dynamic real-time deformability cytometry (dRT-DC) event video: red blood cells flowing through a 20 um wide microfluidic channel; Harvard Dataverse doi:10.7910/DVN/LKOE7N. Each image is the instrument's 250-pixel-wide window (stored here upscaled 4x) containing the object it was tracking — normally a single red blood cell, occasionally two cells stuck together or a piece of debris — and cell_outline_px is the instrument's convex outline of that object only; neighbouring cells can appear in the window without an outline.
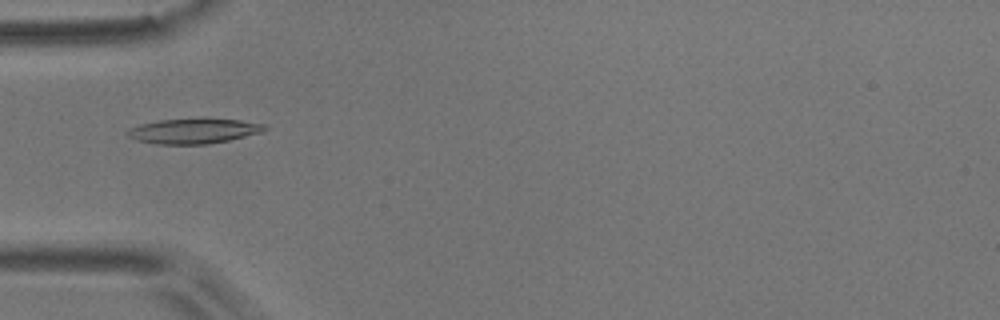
{"species": "common noctule bat (a hibernating species)", "species_latin": "Nyctalus noctula", "temperature_condition": "room temperature", "stored_images_in_passage": 41, "camera_frame_rate_fps": 3000, "um_per_image_px": 0.085, "animal": {"sex": "male", "body_mass_g": 17.9}, "frame": {"image": 1, "passage_image": 4, "time_ms": 1.0, "image_size_px": [1000, 320], "cell_outline_px": [[268, 128], [260, 132], [228, 140], [208, 144], [156, 144], [136, 140], [128, 136], [124, 132], [128, 128], [140, 124], [160, 120], [204, 116], [240, 120], [264, 124]], "centroid_in_image_um": [16.42, 11.1], "position_along_channel_um": 68.6, "area_um2": 20.63}}
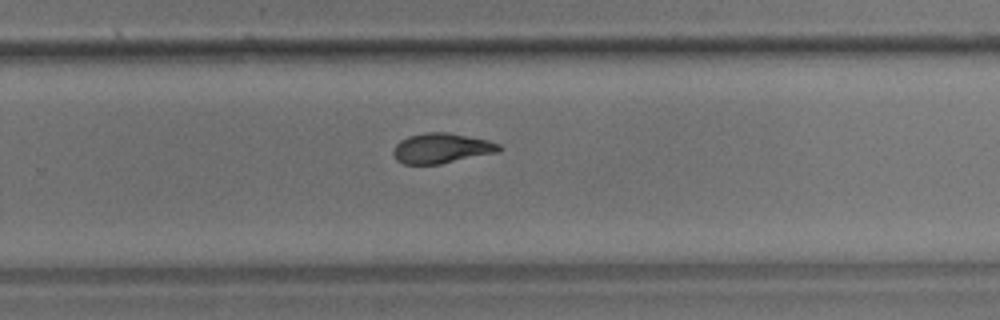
{"frame": {"image": 2, "passage_image": 22, "time_ms": 7.0, "image_size_px": [1000, 320], "cell_outline_px": [[504, 148], [500, 152], [440, 164], [404, 164], [396, 160], [392, 152], [396, 144], [400, 140], [408, 136], [424, 132], [448, 132], [488, 140], [500, 144]], "centroid_in_image_um": [37.55, 12.6], "position_along_channel_um": 292.2, "area_um2": 18.79}}
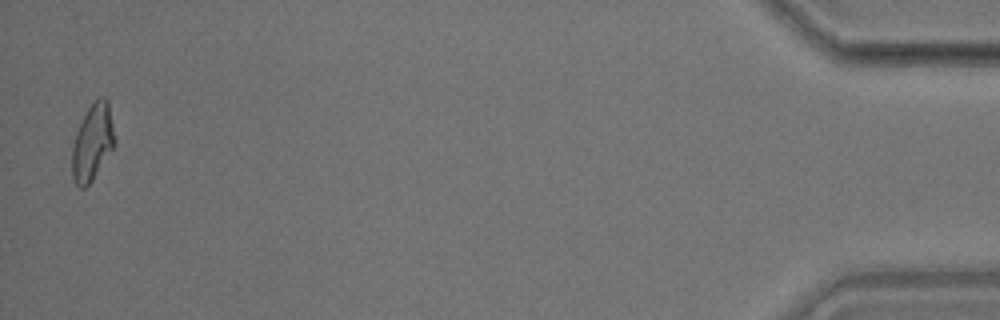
{"frame": {"image": 3, "passage_image": 40, "time_ms": 13.0, "image_size_px": [1000, 320], "cell_outline_px": [[116, 144], [92, 180], [84, 188], [80, 188], [72, 180], [72, 148], [76, 132], [88, 108], [100, 96], [104, 96], [108, 100], [116, 140]], "centroid_in_image_um": [7.88, 12.1], "position_along_channel_um": 427.3, "area_um2": 18.96}, "authors_computed_cell_mechanics": {"area_um2": 18.9584, "velocity_mm_per_s": 3.7217, "shape_relaxation_time_tau1_ms": 6.3059, "shape_relaxation_time_tau2_ms": 3.0224, "deformation_change_tau1": 0.179, "deformation_change_tau2": 0.093}}